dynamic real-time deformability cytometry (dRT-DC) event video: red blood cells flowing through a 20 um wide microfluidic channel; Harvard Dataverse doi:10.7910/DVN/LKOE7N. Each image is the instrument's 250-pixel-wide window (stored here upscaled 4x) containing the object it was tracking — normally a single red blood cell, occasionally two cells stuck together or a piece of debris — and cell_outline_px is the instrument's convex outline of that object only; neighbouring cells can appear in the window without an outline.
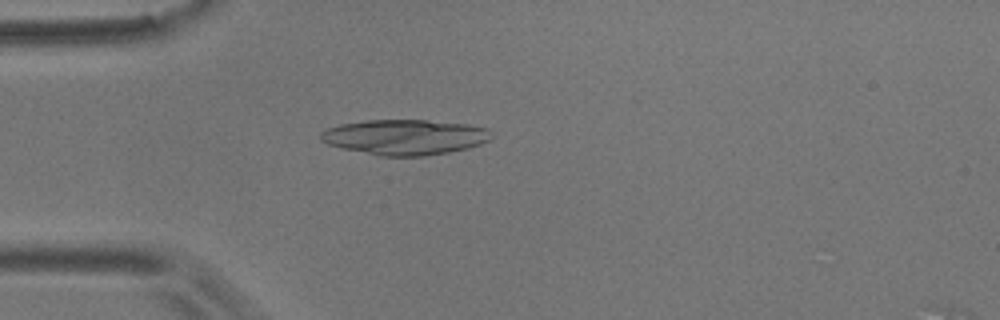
{"species": "common noctule bat (a hibernating species)", "species_latin": "Nyctalus noctula", "temperature_condition": "room temperature", "stored_images_in_passage": 5, "camera_frame_rate_fps": 3000, "um_per_image_px": 0.085, "animal": {"sex": "male", "body_mass_g": 17.9}, "frame": {"image": 1, "passage_image": 5, "time_ms": 1.333, "image_size_px": [1000, 320], "cell_outline_px": [[492, 136], [488, 140], [480, 144], [468, 148], [448, 152], [424, 156], [380, 156], [344, 148], [328, 144], [320, 140], [320, 132], [328, 128], [340, 124], [364, 120], [428, 120], [468, 124], [488, 128], [492, 132]], "centroid_in_image_um": [34.43, 11.64], "position_along_channel_um": 50.6, "area_um2": 35.14}}